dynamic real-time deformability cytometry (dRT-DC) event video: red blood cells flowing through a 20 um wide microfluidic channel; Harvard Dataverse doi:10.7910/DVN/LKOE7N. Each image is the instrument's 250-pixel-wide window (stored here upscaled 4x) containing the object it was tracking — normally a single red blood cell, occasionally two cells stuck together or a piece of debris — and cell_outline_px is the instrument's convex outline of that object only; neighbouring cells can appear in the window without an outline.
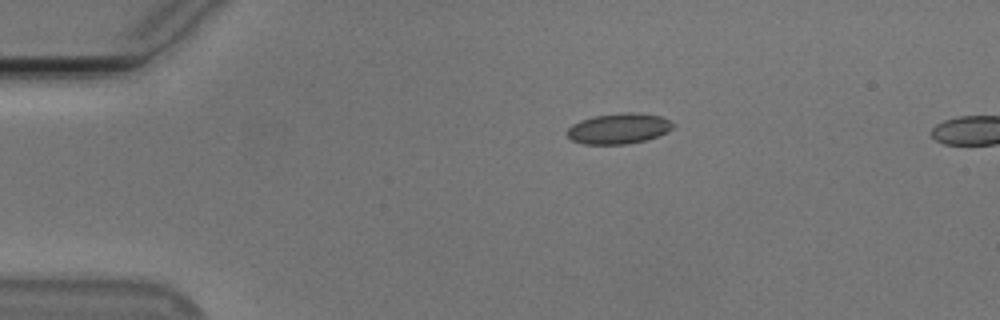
{"species": "Egyptian fruit bat (a non-hibernating species)", "species_latin": "Rousettus aegyptiacus", "temperature_condition": "cold", "stored_images_in_passage": 44, "camera_frame_rate_fps": 3000, "um_per_image_px": 0.085, "animal": {"sex": "male"}, "frame": {"image": 1, "passage_image": 1, "time_ms": 0.0, "image_size_px": [1000, 320], "cell_outline_px": [[676, 124], [668, 132], [648, 140], [628, 144], [584, 144], [572, 140], [568, 136], [568, 128], [572, 124], [580, 120], [596, 116], [628, 112], [660, 116]], "centroid_in_image_um": [52.62, 10.94], "position_along_channel_um": 32.4, "area_um2": 18.73}}
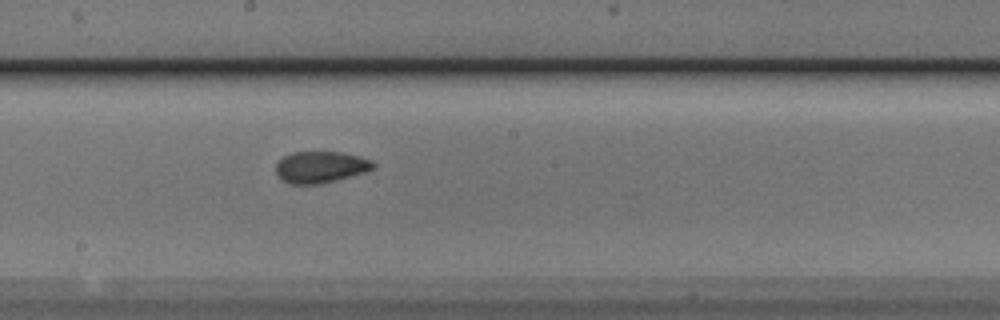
{"frame": {"image": 2, "passage_image": 20, "time_ms": 6.333, "image_size_px": [1000, 320], "cell_outline_px": [[376, 168], [364, 172], [336, 180], [320, 184], [288, 184], [280, 180], [276, 176], [276, 164], [284, 156], [292, 152], [340, 152], [360, 156], [372, 160], [376, 164]], "centroid_in_image_um": [27.24, 14.21], "position_along_channel_um": 221.0, "area_um2": 18.09}}
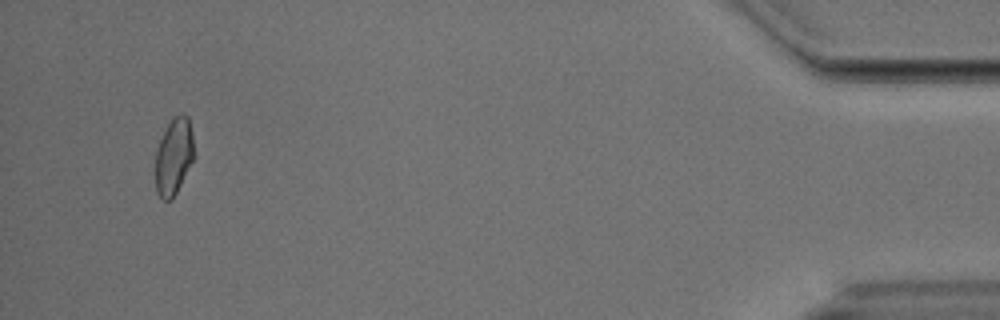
{"frame": {"image": 3, "passage_image": 42, "time_ms": 13.667, "image_size_px": [1000, 320], "cell_outline_px": [[192, 160], [172, 200], [164, 200], [156, 192], [156, 148], [168, 124], [180, 112], [184, 112], [188, 116], [192, 136]], "centroid_in_image_um": [14.75, 13.28], "position_along_channel_um": 420.5, "area_um2": 16.7}}